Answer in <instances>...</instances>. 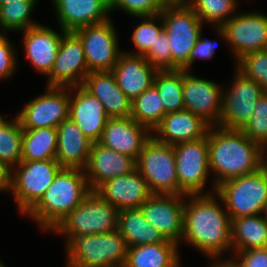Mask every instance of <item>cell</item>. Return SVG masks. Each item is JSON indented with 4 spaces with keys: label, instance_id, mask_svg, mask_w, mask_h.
Wrapping results in <instances>:
<instances>
[{
    "label": "cell",
    "instance_id": "cell-41",
    "mask_svg": "<svg viewBox=\"0 0 267 267\" xmlns=\"http://www.w3.org/2000/svg\"><path fill=\"white\" fill-rule=\"evenodd\" d=\"M158 71L171 70V52L167 33L162 30L157 35L153 47L144 55Z\"/></svg>",
    "mask_w": 267,
    "mask_h": 267
},
{
    "label": "cell",
    "instance_id": "cell-25",
    "mask_svg": "<svg viewBox=\"0 0 267 267\" xmlns=\"http://www.w3.org/2000/svg\"><path fill=\"white\" fill-rule=\"evenodd\" d=\"M111 72L119 88L132 101L153 85L158 70L144 56L123 51Z\"/></svg>",
    "mask_w": 267,
    "mask_h": 267
},
{
    "label": "cell",
    "instance_id": "cell-36",
    "mask_svg": "<svg viewBox=\"0 0 267 267\" xmlns=\"http://www.w3.org/2000/svg\"><path fill=\"white\" fill-rule=\"evenodd\" d=\"M39 1H21L0 6L2 34L21 32L39 24L31 15Z\"/></svg>",
    "mask_w": 267,
    "mask_h": 267
},
{
    "label": "cell",
    "instance_id": "cell-27",
    "mask_svg": "<svg viewBox=\"0 0 267 267\" xmlns=\"http://www.w3.org/2000/svg\"><path fill=\"white\" fill-rule=\"evenodd\" d=\"M81 86L102 103L109 118L130 117L131 101L117 85L111 71H92Z\"/></svg>",
    "mask_w": 267,
    "mask_h": 267
},
{
    "label": "cell",
    "instance_id": "cell-12",
    "mask_svg": "<svg viewBox=\"0 0 267 267\" xmlns=\"http://www.w3.org/2000/svg\"><path fill=\"white\" fill-rule=\"evenodd\" d=\"M233 69L232 83L223 87L222 113L218 126L241 130L251 119L256 102L265 91L236 67Z\"/></svg>",
    "mask_w": 267,
    "mask_h": 267
},
{
    "label": "cell",
    "instance_id": "cell-33",
    "mask_svg": "<svg viewBox=\"0 0 267 267\" xmlns=\"http://www.w3.org/2000/svg\"><path fill=\"white\" fill-rule=\"evenodd\" d=\"M165 114L161 97L153 85L131 101L130 117L151 131L161 122Z\"/></svg>",
    "mask_w": 267,
    "mask_h": 267
},
{
    "label": "cell",
    "instance_id": "cell-47",
    "mask_svg": "<svg viewBox=\"0 0 267 267\" xmlns=\"http://www.w3.org/2000/svg\"><path fill=\"white\" fill-rule=\"evenodd\" d=\"M165 5H184V0H160Z\"/></svg>",
    "mask_w": 267,
    "mask_h": 267
},
{
    "label": "cell",
    "instance_id": "cell-16",
    "mask_svg": "<svg viewBox=\"0 0 267 267\" xmlns=\"http://www.w3.org/2000/svg\"><path fill=\"white\" fill-rule=\"evenodd\" d=\"M89 73L80 38L74 32H66L61 39L53 67L47 75L46 86H81Z\"/></svg>",
    "mask_w": 267,
    "mask_h": 267
},
{
    "label": "cell",
    "instance_id": "cell-19",
    "mask_svg": "<svg viewBox=\"0 0 267 267\" xmlns=\"http://www.w3.org/2000/svg\"><path fill=\"white\" fill-rule=\"evenodd\" d=\"M59 30L57 32L39 22V24L20 32L23 33V49L26 60L45 77L53 67L61 39L66 33L61 28Z\"/></svg>",
    "mask_w": 267,
    "mask_h": 267
},
{
    "label": "cell",
    "instance_id": "cell-24",
    "mask_svg": "<svg viewBox=\"0 0 267 267\" xmlns=\"http://www.w3.org/2000/svg\"><path fill=\"white\" fill-rule=\"evenodd\" d=\"M210 125L188 110L169 112L152 131L159 142L175 145L196 141L206 136Z\"/></svg>",
    "mask_w": 267,
    "mask_h": 267
},
{
    "label": "cell",
    "instance_id": "cell-3",
    "mask_svg": "<svg viewBox=\"0 0 267 267\" xmlns=\"http://www.w3.org/2000/svg\"><path fill=\"white\" fill-rule=\"evenodd\" d=\"M90 192L84 170L62 168L40 200L25 215L40 230L50 233Z\"/></svg>",
    "mask_w": 267,
    "mask_h": 267
},
{
    "label": "cell",
    "instance_id": "cell-49",
    "mask_svg": "<svg viewBox=\"0 0 267 267\" xmlns=\"http://www.w3.org/2000/svg\"><path fill=\"white\" fill-rule=\"evenodd\" d=\"M261 215H262L263 219L267 223V203L265 204V207L263 208V211H262V214Z\"/></svg>",
    "mask_w": 267,
    "mask_h": 267
},
{
    "label": "cell",
    "instance_id": "cell-22",
    "mask_svg": "<svg viewBox=\"0 0 267 267\" xmlns=\"http://www.w3.org/2000/svg\"><path fill=\"white\" fill-rule=\"evenodd\" d=\"M95 192L119 211L138 209L152 195L137 169L104 182Z\"/></svg>",
    "mask_w": 267,
    "mask_h": 267
},
{
    "label": "cell",
    "instance_id": "cell-8",
    "mask_svg": "<svg viewBox=\"0 0 267 267\" xmlns=\"http://www.w3.org/2000/svg\"><path fill=\"white\" fill-rule=\"evenodd\" d=\"M136 169L146 180L151 194L185 195L179 189L172 145L151 136L136 160Z\"/></svg>",
    "mask_w": 267,
    "mask_h": 267
},
{
    "label": "cell",
    "instance_id": "cell-13",
    "mask_svg": "<svg viewBox=\"0 0 267 267\" xmlns=\"http://www.w3.org/2000/svg\"><path fill=\"white\" fill-rule=\"evenodd\" d=\"M70 87L45 86V92L30 99L16 114L23 129L57 128L69 118Z\"/></svg>",
    "mask_w": 267,
    "mask_h": 267
},
{
    "label": "cell",
    "instance_id": "cell-32",
    "mask_svg": "<svg viewBox=\"0 0 267 267\" xmlns=\"http://www.w3.org/2000/svg\"><path fill=\"white\" fill-rule=\"evenodd\" d=\"M184 70L158 71L153 86L161 97L166 113L184 110L183 87Z\"/></svg>",
    "mask_w": 267,
    "mask_h": 267
},
{
    "label": "cell",
    "instance_id": "cell-10",
    "mask_svg": "<svg viewBox=\"0 0 267 267\" xmlns=\"http://www.w3.org/2000/svg\"><path fill=\"white\" fill-rule=\"evenodd\" d=\"M61 169L55 159L21 161L12 168L10 193L20 214L25 215L40 200Z\"/></svg>",
    "mask_w": 267,
    "mask_h": 267
},
{
    "label": "cell",
    "instance_id": "cell-48",
    "mask_svg": "<svg viewBox=\"0 0 267 267\" xmlns=\"http://www.w3.org/2000/svg\"><path fill=\"white\" fill-rule=\"evenodd\" d=\"M21 1H38V0H0V6Z\"/></svg>",
    "mask_w": 267,
    "mask_h": 267
},
{
    "label": "cell",
    "instance_id": "cell-11",
    "mask_svg": "<svg viewBox=\"0 0 267 267\" xmlns=\"http://www.w3.org/2000/svg\"><path fill=\"white\" fill-rule=\"evenodd\" d=\"M179 189L185 195L210 194L205 192L211 175L208 136L173 145Z\"/></svg>",
    "mask_w": 267,
    "mask_h": 267
},
{
    "label": "cell",
    "instance_id": "cell-15",
    "mask_svg": "<svg viewBox=\"0 0 267 267\" xmlns=\"http://www.w3.org/2000/svg\"><path fill=\"white\" fill-rule=\"evenodd\" d=\"M223 87L224 85L218 82L196 77L191 71H184V109L201 117L210 126L219 125Z\"/></svg>",
    "mask_w": 267,
    "mask_h": 267
},
{
    "label": "cell",
    "instance_id": "cell-2",
    "mask_svg": "<svg viewBox=\"0 0 267 267\" xmlns=\"http://www.w3.org/2000/svg\"><path fill=\"white\" fill-rule=\"evenodd\" d=\"M206 135L212 174L210 179H213L209 186L210 193H214L220 183L256 172L266 164V150L241 130L216 125L210 126Z\"/></svg>",
    "mask_w": 267,
    "mask_h": 267
},
{
    "label": "cell",
    "instance_id": "cell-43",
    "mask_svg": "<svg viewBox=\"0 0 267 267\" xmlns=\"http://www.w3.org/2000/svg\"><path fill=\"white\" fill-rule=\"evenodd\" d=\"M232 253L226 260L234 267H267V247Z\"/></svg>",
    "mask_w": 267,
    "mask_h": 267
},
{
    "label": "cell",
    "instance_id": "cell-50",
    "mask_svg": "<svg viewBox=\"0 0 267 267\" xmlns=\"http://www.w3.org/2000/svg\"><path fill=\"white\" fill-rule=\"evenodd\" d=\"M7 117V114H5V116L0 114V125L7 119Z\"/></svg>",
    "mask_w": 267,
    "mask_h": 267
},
{
    "label": "cell",
    "instance_id": "cell-18",
    "mask_svg": "<svg viewBox=\"0 0 267 267\" xmlns=\"http://www.w3.org/2000/svg\"><path fill=\"white\" fill-rule=\"evenodd\" d=\"M151 136L152 131L148 127L137 123L131 117H116L108 118L98 142L137 160Z\"/></svg>",
    "mask_w": 267,
    "mask_h": 267
},
{
    "label": "cell",
    "instance_id": "cell-53",
    "mask_svg": "<svg viewBox=\"0 0 267 267\" xmlns=\"http://www.w3.org/2000/svg\"><path fill=\"white\" fill-rule=\"evenodd\" d=\"M190 0H184V5H188Z\"/></svg>",
    "mask_w": 267,
    "mask_h": 267
},
{
    "label": "cell",
    "instance_id": "cell-38",
    "mask_svg": "<svg viewBox=\"0 0 267 267\" xmlns=\"http://www.w3.org/2000/svg\"><path fill=\"white\" fill-rule=\"evenodd\" d=\"M241 131L267 150V92L258 99L251 119Z\"/></svg>",
    "mask_w": 267,
    "mask_h": 267
},
{
    "label": "cell",
    "instance_id": "cell-20",
    "mask_svg": "<svg viewBox=\"0 0 267 267\" xmlns=\"http://www.w3.org/2000/svg\"><path fill=\"white\" fill-rule=\"evenodd\" d=\"M59 28L74 32L111 18L109 0H50Z\"/></svg>",
    "mask_w": 267,
    "mask_h": 267
},
{
    "label": "cell",
    "instance_id": "cell-40",
    "mask_svg": "<svg viewBox=\"0 0 267 267\" xmlns=\"http://www.w3.org/2000/svg\"><path fill=\"white\" fill-rule=\"evenodd\" d=\"M109 8L110 13L120 10L132 17H141L160 14L164 5L160 0H109Z\"/></svg>",
    "mask_w": 267,
    "mask_h": 267
},
{
    "label": "cell",
    "instance_id": "cell-7",
    "mask_svg": "<svg viewBox=\"0 0 267 267\" xmlns=\"http://www.w3.org/2000/svg\"><path fill=\"white\" fill-rule=\"evenodd\" d=\"M119 210L91 191L51 231L57 235H92L112 232L118 228Z\"/></svg>",
    "mask_w": 267,
    "mask_h": 267
},
{
    "label": "cell",
    "instance_id": "cell-28",
    "mask_svg": "<svg viewBox=\"0 0 267 267\" xmlns=\"http://www.w3.org/2000/svg\"><path fill=\"white\" fill-rule=\"evenodd\" d=\"M179 249L170 240L129 247L123 267H178L182 263Z\"/></svg>",
    "mask_w": 267,
    "mask_h": 267
},
{
    "label": "cell",
    "instance_id": "cell-30",
    "mask_svg": "<svg viewBox=\"0 0 267 267\" xmlns=\"http://www.w3.org/2000/svg\"><path fill=\"white\" fill-rule=\"evenodd\" d=\"M232 252L267 247V223L261 214L231 219Z\"/></svg>",
    "mask_w": 267,
    "mask_h": 267
},
{
    "label": "cell",
    "instance_id": "cell-5",
    "mask_svg": "<svg viewBox=\"0 0 267 267\" xmlns=\"http://www.w3.org/2000/svg\"><path fill=\"white\" fill-rule=\"evenodd\" d=\"M230 219L262 214L267 203V165L216 186Z\"/></svg>",
    "mask_w": 267,
    "mask_h": 267
},
{
    "label": "cell",
    "instance_id": "cell-46",
    "mask_svg": "<svg viewBox=\"0 0 267 267\" xmlns=\"http://www.w3.org/2000/svg\"><path fill=\"white\" fill-rule=\"evenodd\" d=\"M208 267H234L228 260L210 261Z\"/></svg>",
    "mask_w": 267,
    "mask_h": 267
},
{
    "label": "cell",
    "instance_id": "cell-45",
    "mask_svg": "<svg viewBox=\"0 0 267 267\" xmlns=\"http://www.w3.org/2000/svg\"><path fill=\"white\" fill-rule=\"evenodd\" d=\"M12 187V167L0 160V192L10 194Z\"/></svg>",
    "mask_w": 267,
    "mask_h": 267
},
{
    "label": "cell",
    "instance_id": "cell-23",
    "mask_svg": "<svg viewBox=\"0 0 267 267\" xmlns=\"http://www.w3.org/2000/svg\"><path fill=\"white\" fill-rule=\"evenodd\" d=\"M69 118L92 142H98L108 120L102 103L82 86L70 87Z\"/></svg>",
    "mask_w": 267,
    "mask_h": 267
},
{
    "label": "cell",
    "instance_id": "cell-44",
    "mask_svg": "<svg viewBox=\"0 0 267 267\" xmlns=\"http://www.w3.org/2000/svg\"><path fill=\"white\" fill-rule=\"evenodd\" d=\"M218 41L216 39H207L203 38L202 31L199 34V38L194 45L193 49L190 52L188 59V71L193 70V65L196 63V60H212L216 54V47Z\"/></svg>",
    "mask_w": 267,
    "mask_h": 267
},
{
    "label": "cell",
    "instance_id": "cell-21",
    "mask_svg": "<svg viewBox=\"0 0 267 267\" xmlns=\"http://www.w3.org/2000/svg\"><path fill=\"white\" fill-rule=\"evenodd\" d=\"M136 169V160L107 148L99 142H93L89 154L85 175L91 191H95L104 182L127 175Z\"/></svg>",
    "mask_w": 267,
    "mask_h": 267
},
{
    "label": "cell",
    "instance_id": "cell-42",
    "mask_svg": "<svg viewBox=\"0 0 267 267\" xmlns=\"http://www.w3.org/2000/svg\"><path fill=\"white\" fill-rule=\"evenodd\" d=\"M8 34L0 35V83L4 80H12L18 69V53Z\"/></svg>",
    "mask_w": 267,
    "mask_h": 267
},
{
    "label": "cell",
    "instance_id": "cell-34",
    "mask_svg": "<svg viewBox=\"0 0 267 267\" xmlns=\"http://www.w3.org/2000/svg\"><path fill=\"white\" fill-rule=\"evenodd\" d=\"M23 128L15 116L0 125V160L12 168L22 160Z\"/></svg>",
    "mask_w": 267,
    "mask_h": 267
},
{
    "label": "cell",
    "instance_id": "cell-6",
    "mask_svg": "<svg viewBox=\"0 0 267 267\" xmlns=\"http://www.w3.org/2000/svg\"><path fill=\"white\" fill-rule=\"evenodd\" d=\"M160 15L169 38L171 70L188 71L190 52L204 24L189 5H165Z\"/></svg>",
    "mask_w": 267,
    "mask_h": 267
},
{
    "label": "cell",
    "instance_id": "cell-9",
    "mask_svg": "<svg viewBox=\"0 0 267 267\" xmlns=\"http://www.w3.org/2000/svg\"><path fill=\"white\" fill-rule=\"evenodd\" d=\"M265 14V15H264ZM219 39L231 49L233 63L244 55L267 50V14L259 11L237 12L221 26H213Z\"/></svg>",
    "mask_w": 267,
    "mask_h": 267
},
{
    "label": "cell",
    "instance_id": "cell-35",
    "mask_svg": "<svg viewBox=\"0 0 267 267\" xmlns=\"http://www.w3.org/2000/svg\"><path fill=\"white\" fill-rule=\"evenodd\" d=\"M239 4V0H190L188 5L204 24L213 27L221 26L237 14Z\"/></svg>",
    "mask_w": 267,
    "mask_h": 267
},
{
    "label": "cell",
    "instance_id": "cell-37",
    "mask_svg": "<svg viewBox=\"0 0 267 267\" xmlns=\"http://www.w3.org/2000/svg\"><path fill=\"white\" fill-rule=\"evenodd\" d=\"M134 18L140 19V21L136 23L130 36V40L132 41L135 49L133 52L123 51L132 55L144 56L150 48L153 47V44L157 39V35L163 30V20L160 14Z\"/></svg>",
    "mask_w": 267,
    "mask_h": 267
},
{
    "label": "cell",
    "instance_id": "cell-51",
    "mask_svg": "<svg viewBox=\"0 0 267 267\" xmlns=\"http://www.w3.org/2000/svg\"><path fill=\"white\" fill-rule=\"evenodd\" d=\"M2 34V20H1V14H0V35Z\"/></svg>",
    "mask_w": 267,
    "mask_h": 267
},
{
    "label": "cell",
    "instance_id": "cell-31",
    "mask_svg": "<svg viewBox=\"0 0 267 267\" xmlns=\"http://www.w3.org/2000/svg\"><path fill=\"white\" fill-rule=\"evenodd\" d=\"M57 129L51 127L23 129L22 160L43 161L55 159Z\"/></svg>",
    "mask_w": 267,
    "mask_h": 267
},
{
    "label": "cell",
    "instance_id": "cell-1",
    "mask_svg": "<svg viewBox=\"0 0 267 267\" xmlns=\"http://www.w3.org/2000/svg\"><path fill=\"white\" fill-rule=\"evenodd\" d=\"M184 241L210 261L226 260L224 255L232 252L231 219L215 192L185 195L181 242Z\"/></svg>",
    "mask_w": 267,
    "mask_h": 267
},
{
    "label": "cell",
    "instance_id": "cell-39",
    "mask_svg": "<svg viewBox=\"0 0 267 267\" xmlns=\"http://www.w3.org/2000/svg\"><path fill=\"white\" fill-rule=\"evenodd\" d=\"M236 68L267 92V50L244 55L236 62Z\"/></svg>",
    "mask_w": 267,
    "mask_h": 267
},
{
    "label": "cell",
    "instance_id": "cell-17",
    "mask_svg": "<svg viewBox=\"0 0 267 267\" xmlns=\"http://www.w3.org/2000/svg\"><path fill=\"white\" fill-rule=\"evenodd\" d=\"M185 195L152 194L140 209L147 221L172 242L181 244Z\"/></svg>",
    "mask_w": 267,
    "mask_h": 267
},
{
    "label": "cell",
    "instance_id": "cell-52",
    "mask_svg": "<svg viewBox=\"0 0 267 267\" xmlns=\"http://www.w3.org/2000/svg\"><path fill=\"white\" fill-rule=\"evenodd\" d=\"M0 267H7V265H5L4 262L1 261V259H0Z\"/></svg>",
    "mask_w": 267,
    "mask_h": 267
},
{
    "label": "cell",
    "instance_id": "cell-4",
    "mask_svg": "<svg viewBox=\"0 0 267 267\" xmlns=\"http://www.w3.org/2000/svg\"><path fill=\"white\" fill-rule=\"evenodd\" d=\"M66 267H123L128 246L118 230L92 235H61Z\"/></svg>",
    "mask_w": 267,
    "mask_h": 267
},
{
    "label": "cell",
    "instance_id": "cell-14",
    "mask_svg": "<svg viewBox=\"0 0 267 267\" xmlns=\"http://www.w3.org/2000/svg\"><path fill=\"white\" fill-rule=\"evenodd\" d=\"M115 28L114 21L109 18L74 31L83 44L90 72L111 71L115 67L119 55L123 52L119 48V37Z\"/></svg>",
    "mask_w": 267,
    "mask_h": 267
},
{
    "label": "cell",
    "instance_id": "cell-29",
    "mask_svg": "<svg viewBox=\"0 0 267 267\" xmlns=\"http://www.w3.org/2000/svg\"><path fill=\"white\" fill-rule=\"evenodd\" d=\"M117 230L128 248L167 241L162 233L147 221L140 208L120 210Z\"/></svg>",
    "mask_w": 267,
    "mask_h": 267
},
{
    "label": "cell",
    "instance_id": "cell-26",
    "mask_svg": "<svg viewBox=\"0 0 267 267\" xmlns=\"http://www.w3.org/2000/svg\"><path fill=\"white\" fill-rule=\"evenodd\" d=\"M57 129L55 160L62 168L85 170L92 141L87 138L70 118L63 120Z\"/></svg>",
    "mask_w": 267,
    "mask_h": 267
}]
</instances>
